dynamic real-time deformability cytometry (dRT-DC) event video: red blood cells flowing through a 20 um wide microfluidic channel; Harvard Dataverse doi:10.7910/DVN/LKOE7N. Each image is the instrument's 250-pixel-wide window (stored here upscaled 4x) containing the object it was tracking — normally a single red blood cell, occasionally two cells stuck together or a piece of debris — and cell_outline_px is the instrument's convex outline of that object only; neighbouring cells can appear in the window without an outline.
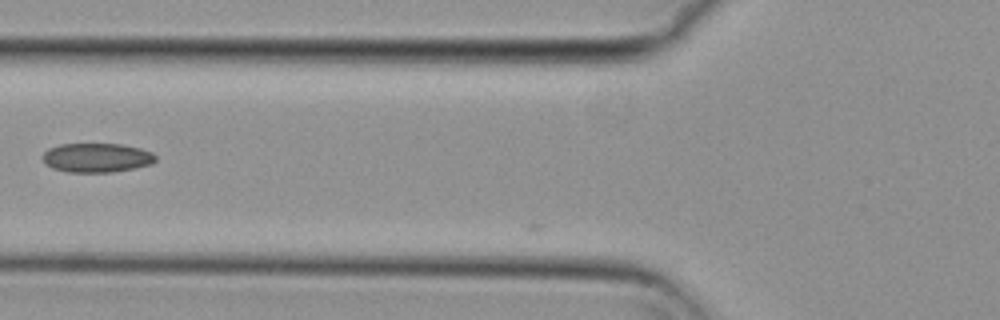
{"species": "common noctule bat (a hibernating species)", "species_latin": "Nyctalus noctula", "temperature_condition": "cold", "stored_images_in_passage": 5, "camera_frame_rate_fps": 3000, "um_per_image_px": 0.085, "animal": {"sex": "female", "body_mass_g": 29.2, "forearm_length_mm": 56.3}, "frame": {"image": 1, "passage_image": 4, "time_ms": 1.0, "image_size_px": [1000, 320], "cell_outline_px": [[156, 160], [152, 164], [112, 172], [68, 172], [52, 168], [44, 164], [40, 156], [48, 148], [60, 144], [120, 144], [140, 148], [152, 152], [156, 156]], "centroid_in_image_um": [8.17, 13.4], "position_along_channel_um": 117.6, "area_um2": 19.36}}